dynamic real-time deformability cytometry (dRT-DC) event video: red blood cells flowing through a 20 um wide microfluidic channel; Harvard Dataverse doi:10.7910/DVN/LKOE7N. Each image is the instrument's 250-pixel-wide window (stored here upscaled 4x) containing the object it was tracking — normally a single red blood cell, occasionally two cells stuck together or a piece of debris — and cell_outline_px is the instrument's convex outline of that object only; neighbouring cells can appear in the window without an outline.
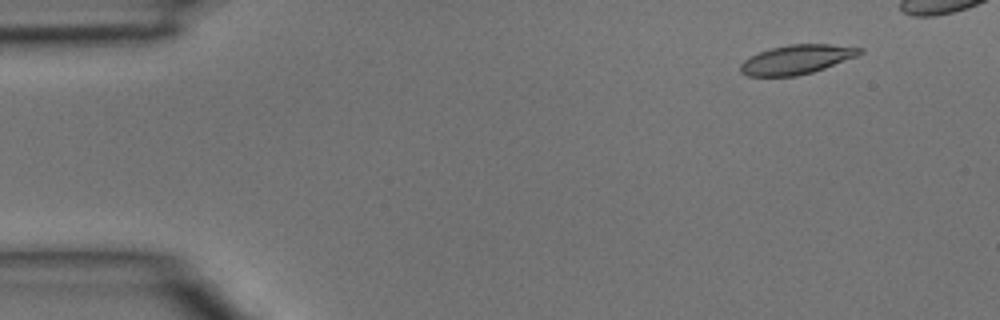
{"species": "common noctule bat (a hibernating species)", "species_latin": "Nyctalus noctula", "temperature_condition": "room temperature", "stored_images_in_passage": 4, "camera_frame_rate_fps": 3000, "um_per_image_px": 0.085, "animal": {"sex": "male", "body_mass_g": 15.6}, "frame": {"image": 1, "passage_image": 1, "time_ms": 0.0, "image_size_px": [1000, 320], "cell_outline_px": [[864, 52], [856, 56], [824, 68], [812, 72], [796, 76], [748, 76], [740, 72], [740, 64], [744, 60], [760, 52], [772, 48], [788, 44], [828, 44], [864, 48]], "centroid_in_image_um": [67.72, 5.05], "position_along_channel_um": 17.3, "area_um2": 20.11}}